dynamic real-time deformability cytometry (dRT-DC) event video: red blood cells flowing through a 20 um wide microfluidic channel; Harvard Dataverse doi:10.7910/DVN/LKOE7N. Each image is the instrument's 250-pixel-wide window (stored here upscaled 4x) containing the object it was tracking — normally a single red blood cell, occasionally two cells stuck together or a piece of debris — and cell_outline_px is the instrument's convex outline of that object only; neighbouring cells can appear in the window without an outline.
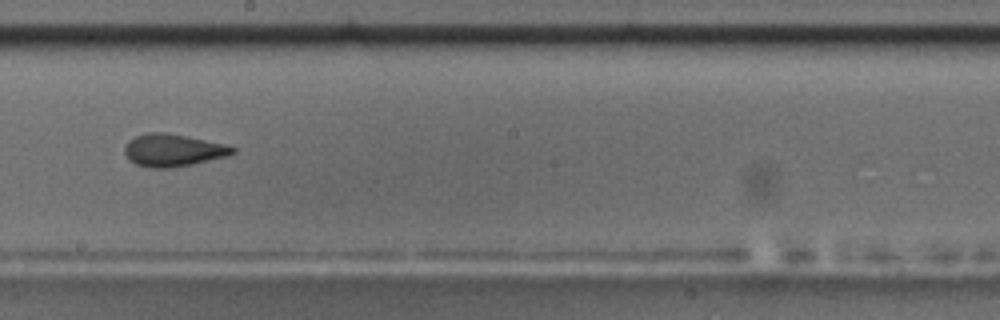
{"species": "common noctule bat (a hibernating species)", "species_latin": "Nyctalus noctula", "temperature_condition": "room temperature", "stored_images_in_passage": 54, "camera_frame_rate_fps": 3000, "um_per_image_px": 0.085, "animal": {"sex": "male", "body_mass_g": 17.5, "forearm_length_mm": 52.3}, "frame": {"image": 1, "passage_image": 31, "time_ms": 10.0, "image_size_px": [1000, 320], "cell_outline_px": [[236, 152], [228, 156], [192, 164], [172, 168], [148, 168], [136, 164], [128, 160], [124, 152], [124, 148], [128, 140], [136, 136], [148, 132], [160, 132], [184, 136], [224, 144], [236, 148]], "centroid_in_image_um": [14.67, 12.79], "position_along_channel_um": 233.5, "area_um2": 20.35}, "authors_computed_cell_mechanics": {"area_um2": 20.3745, "velocity_mm_per_s": 3.7372, "shape_relaxation_time_tau1_ms": 10.9308, "shape_relaxation_time_tau2_ms": 2.0229, "deformation_change_tau1": 0.2088, "deformation_change_tau2": 0.0675}}